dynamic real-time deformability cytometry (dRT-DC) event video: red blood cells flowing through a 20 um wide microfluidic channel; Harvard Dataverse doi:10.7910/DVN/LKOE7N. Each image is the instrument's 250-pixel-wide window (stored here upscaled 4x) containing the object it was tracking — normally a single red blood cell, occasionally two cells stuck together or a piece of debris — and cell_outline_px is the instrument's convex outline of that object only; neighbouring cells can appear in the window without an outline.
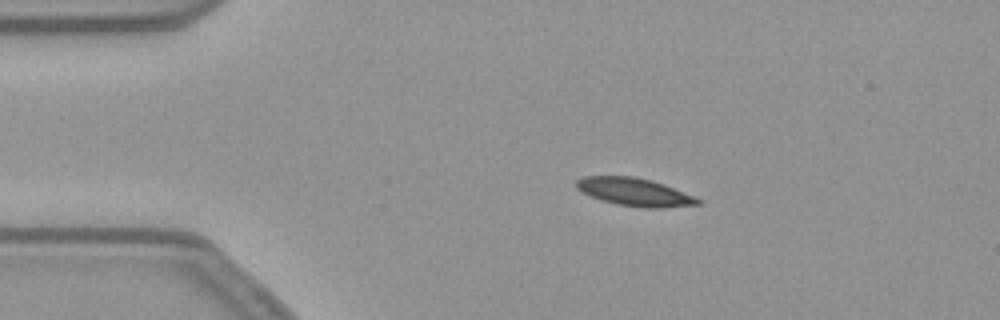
{"species": "common noctule bat (a hibernating species)", "species_latin": "Nyctalus noctula", "temperature_condition": "warm", "stored_images_in_passage": 45, "camera_frame_rate_fps": 3000, "um_per_image_px": 0.085, "animal": {"sex": "female", "body_mass_g": 21.9}, "frame": {"image": 1, "passage_image": 1, "time_ms": 0.0, "image_size_px": [1000, 320], "cell_outline_px": [[704, 200], [700, 204], [664, 208], [640, 208], [616, 204], [600, 200], [576, 188], [576, 180], [584, 176], [632, 176], [652, 180], [664, 184], [696, 196]], "centroid_in_image_um": [54.0, 16.33], "position_along_channel_um": 31.0, "area_um2": 20.0}}
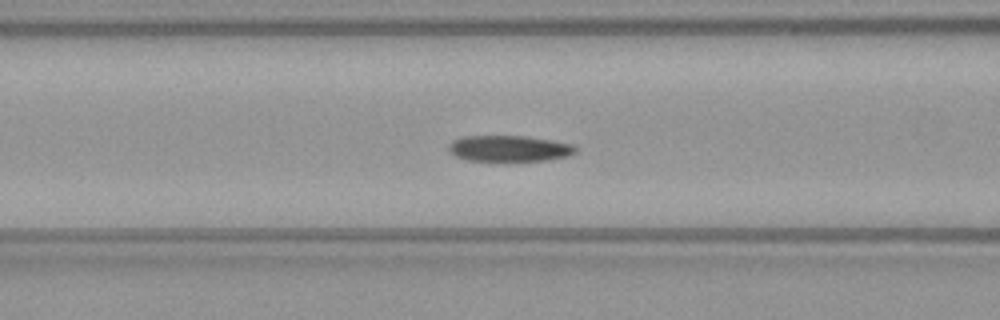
{"frame": {"image": 2, "passage_image": 12, "time_ms": 3.667, "image_size_px": [1000, 320], "cell_outline_px": [[576, 152], [568, 156], [544, 160], [468, 160], [456, 156], [448, 152], [448, 144], [452, 140], [464, 136], [524, 136], [552, 140], [572, 144], [576, 148]], "centroid_in_image_um": [43.24, 12.61], "position_along_channel_um": 123.4, "area_um2": 19.07}}
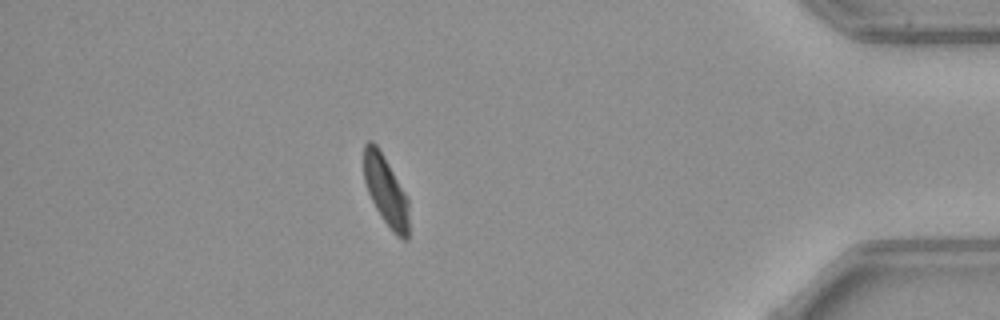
{"frame": {"image": 3, "passage_image": 38, "time_ms": 12.333, "image_size_px": [1000, 320], "cell_outline_px": [[408, 240], [404, 240], [396, 236], [392, 232], [376, 208], [368, 192], [364, 180], [364, 144], [368, 140], [372, 140], [376, 144], [404, 192], [408, 200]], "centroid_in_image_um": [32.78, 16.23], "position_along_channel_um": 402.4, "area_um2": 17.92}, "authors_computed_cell_mechanics": {"area_um2": 20.1722, "velocity_mm_per_s": 3.7768, "shape_relaxation_time_tau1_ms": 4.0206, "shape_relaxation_time_tau2_ms": 3.0658, "deformation_change_tau1": 0.1441, "deformation_change_tau2": 0.0967}}